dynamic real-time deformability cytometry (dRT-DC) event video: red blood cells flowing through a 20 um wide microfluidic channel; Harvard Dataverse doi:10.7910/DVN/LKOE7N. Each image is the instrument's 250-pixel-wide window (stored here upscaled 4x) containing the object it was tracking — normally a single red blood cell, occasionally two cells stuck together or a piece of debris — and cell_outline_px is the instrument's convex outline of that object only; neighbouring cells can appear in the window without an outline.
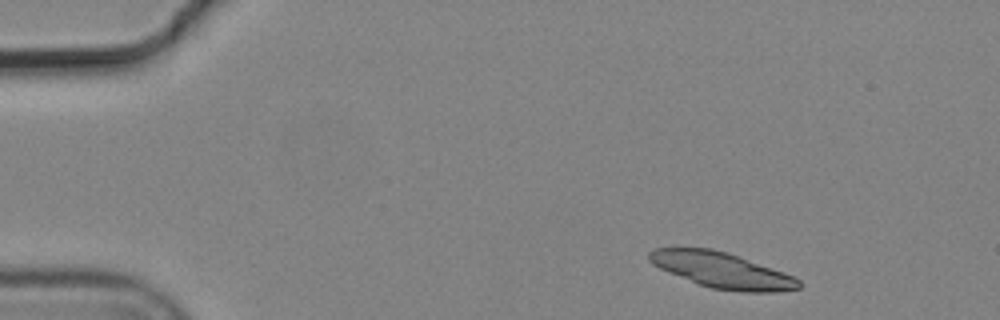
{"species": "common noctule bat (a hibernating species)", "species_latin": "Nyctalus noctula", "temperature_condition": "cold", "stored_images_in_passage": 3, "camera_frame_rate_fps": 3000, "um_per_image_px": 0.085, "animal": {"sex": "male", "body_mass_g": 19.2, "forearm_length_mm": 51.8}, "frame": {"image": 1, "passage_image": 1, "time_ms": 0.0, "image_size_px": [1000, 320], "cell_outline_px": [[800, 288], [776, 292], [744, 292], [712, 288], [700, 284], [668, 272], [652, 264], [648, 260], [648, 252], [652, 248], [712, 248], [728, 252], [784, 272], [800, 280]], "centroid_in_image_um": [61.35, 22.96], "position_along_channel_um": 23.7, "area_um2": 30.92}}